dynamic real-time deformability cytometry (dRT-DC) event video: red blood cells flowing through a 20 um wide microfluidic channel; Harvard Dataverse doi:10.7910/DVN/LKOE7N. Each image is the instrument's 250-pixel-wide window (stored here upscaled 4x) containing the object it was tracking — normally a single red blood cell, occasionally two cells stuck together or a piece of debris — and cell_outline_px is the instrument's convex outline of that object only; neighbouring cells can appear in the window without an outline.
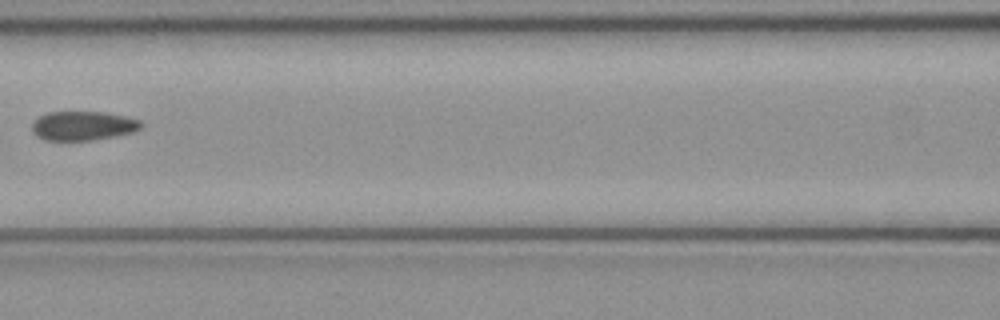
{"species": "common noctule bat (a hibernating species)", "species_latin": "Nyctalus noctula", "temperature_condition": "cold", "stored_images_in_passage": 5, "camera_frame_rate_fps": 3000, "um_per_image_px": 0.085, "animal": {"sex": "female", "body_mass_g": 21.9}, "frame": {"image": 1, "passage_image": 5, "time_ms": 1.333, "image_size_px": [1000, 320], "cell_outline_px": [[144, 124], [140, 128], [132, 132], [116, 136], [92, 140], [44, 140], [36, 136], [32, 132], [32, 124], [40, 116], [48, 112], [104, 112], [124, 116], [140, 120]], "centroid_in_image_um": [7.05, 10.69], "position_along_channel_um": 159.5, "area_um2": 18.5}}